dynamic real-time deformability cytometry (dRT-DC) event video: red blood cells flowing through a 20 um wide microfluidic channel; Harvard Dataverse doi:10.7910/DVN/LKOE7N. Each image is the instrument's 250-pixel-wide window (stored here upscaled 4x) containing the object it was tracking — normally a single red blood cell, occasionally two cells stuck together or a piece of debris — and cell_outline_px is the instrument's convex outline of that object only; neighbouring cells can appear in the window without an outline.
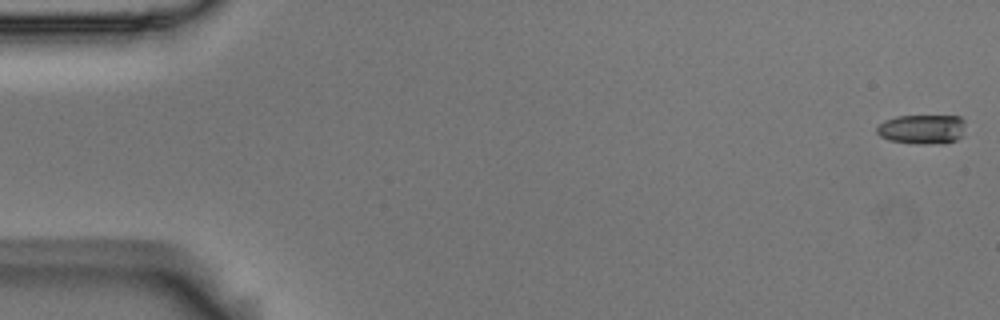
{"species": "Egyptian fruit bat (a non-hibernating species)", "species_latin": "Rousettus aegyptiacus", "temperature_condition": "room temperature", "stored_images_in_passage": 5, "segment_of_instrument_passage": [2, 2], "camera_frame_rate_fps": 3000, "um_per_image_px": 0.085, "animal": {"sex": "male"}, "frame": {"image": 1, "passage_image": 5, "time_ms": 1.333, "image_size_px": [1000, 320], "cell_outline_px": [[964, 136], [956, 140], [944, 144], [920, 144], [888, 140], [880, 136], [876, 132], [876, 128], [884, 120], [896, 116], [960, 116], [964, 120]], "centroid_in_image_um": [78.4, 10.99], "position_along_channel_um": 6.6, "area_um2": 15.49}}